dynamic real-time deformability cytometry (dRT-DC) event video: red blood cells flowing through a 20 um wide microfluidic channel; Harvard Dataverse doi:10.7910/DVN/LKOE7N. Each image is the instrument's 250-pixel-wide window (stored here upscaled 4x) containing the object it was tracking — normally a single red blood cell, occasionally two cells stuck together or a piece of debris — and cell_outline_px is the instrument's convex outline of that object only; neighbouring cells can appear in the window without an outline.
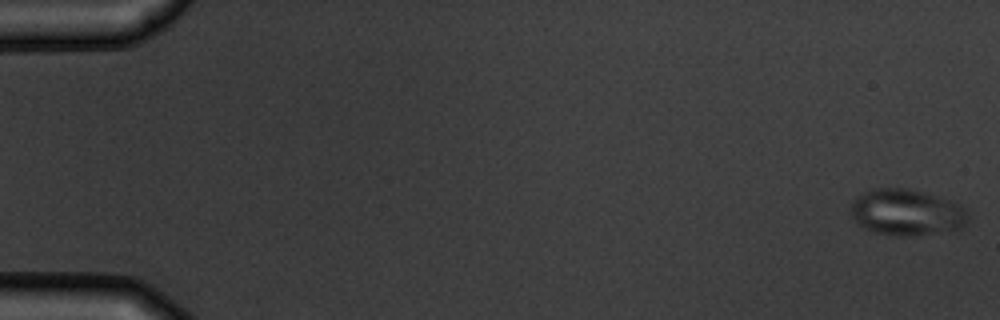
{"species": "common noctule bat (a hibernating species)", "species_latin": "Nyctalus noctula", "temperature_condition": "warm", "stored_images_in_passage": 5, "camera_frame_rate_fps": 3000, "um_per_image_px": 0.085, "animal": {"sex": "male", "body_mass_g": 19.5, "forearm_length_mm": 54.6}, "frame": {"image": 1, "passage_image": 1, "time_ms": 0.0, "image_size_px": [1000, 320], "cell_outline_px": [[968, 220], [960, 232], [908, 236], [892, 236], [876, 232], [864, 228], [852, 216], [848, 208], [852, 200], [856, 196], [864, 192], [876, 188], [908, 188], [936, 196], [960, 204], [964, 208], [968, 216]], "centroid_in_image_um": [77.09, 18.08], "position_along_channel_um": 7.9, "area_um2": 32.25}}